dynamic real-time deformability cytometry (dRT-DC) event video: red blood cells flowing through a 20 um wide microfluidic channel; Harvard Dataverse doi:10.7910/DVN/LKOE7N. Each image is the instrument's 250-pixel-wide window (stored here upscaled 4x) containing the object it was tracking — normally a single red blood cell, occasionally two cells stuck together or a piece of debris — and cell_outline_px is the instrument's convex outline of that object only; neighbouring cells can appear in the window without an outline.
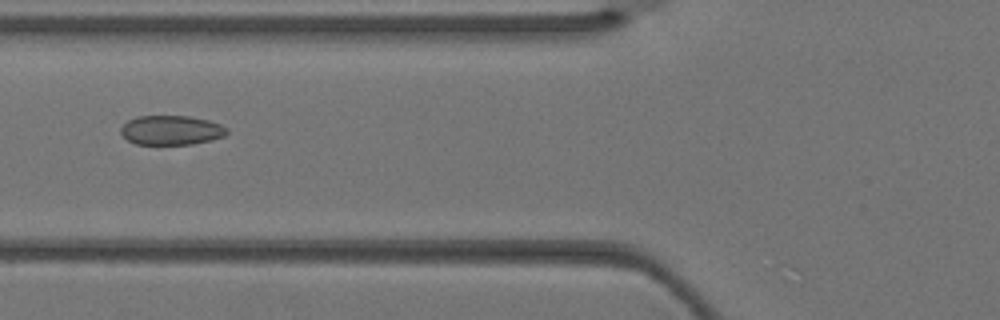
{"species": "Egyptian fruit bat (a non-hibernating species)", "species_latin": "Rousettus aegyptiacus", "temperature_condition": "warm", "stored_images_in_passage": 5, "camera_frame_rate_fps": 3000, "um_per_image_px": 0.085, "animal": {"sex": "female"}, "frame": {"image": 1, "passage_image": 5, "time_ms": 1.333, "image_size_px": [1000, 320], "cell_outline_px": [[228, 132], [224, 136], [212, 140], [192, 144], [136, 144], [128, 140], [120, 132], [120, 128], [128, 120], [136, 116], [188, 116], [208, 120], [220, 124], [228, 128]], "centroid_in_image_um": [14.56, 11.06], "position_along_channel_um": 111.2, "area_um2": 18.21}}